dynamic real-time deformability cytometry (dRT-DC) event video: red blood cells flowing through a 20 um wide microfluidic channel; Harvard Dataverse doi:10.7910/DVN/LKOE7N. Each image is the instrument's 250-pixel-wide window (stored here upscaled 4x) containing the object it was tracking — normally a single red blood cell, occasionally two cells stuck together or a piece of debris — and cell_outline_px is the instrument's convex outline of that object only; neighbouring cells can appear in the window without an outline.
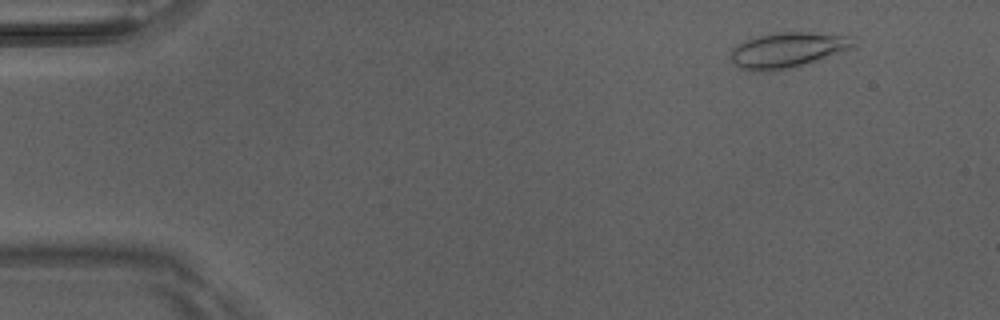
{"species": "Egyptian fruit bat (a non-hibernating species)", "species_latin": "Rousettus aegyptiacus", "temperature_condition": "room temperature", "stored_images_in_passage": 5, "camera_frame_rate_fps": 3000, "um_per_image_px": 0.085, "animal": {"sex": "male"}, "frame": {"image": 1, "passage_image": 2, "time_ms": 0.333, "image_size_px": [1000, 320], "cell_outline_px": [[856, 44], [848, 48], [816, 60], [788, 68], [772, 72], [752, 72], [740, 68], [732, 60], [732, 48], [736, 44], [760, 36], [784, 32], [812, 32], [848, 36]], "centroid_in_image_um": [66.87, 4.27], "position_along_channel_um": 18.1, "area_um2": 24.57}}